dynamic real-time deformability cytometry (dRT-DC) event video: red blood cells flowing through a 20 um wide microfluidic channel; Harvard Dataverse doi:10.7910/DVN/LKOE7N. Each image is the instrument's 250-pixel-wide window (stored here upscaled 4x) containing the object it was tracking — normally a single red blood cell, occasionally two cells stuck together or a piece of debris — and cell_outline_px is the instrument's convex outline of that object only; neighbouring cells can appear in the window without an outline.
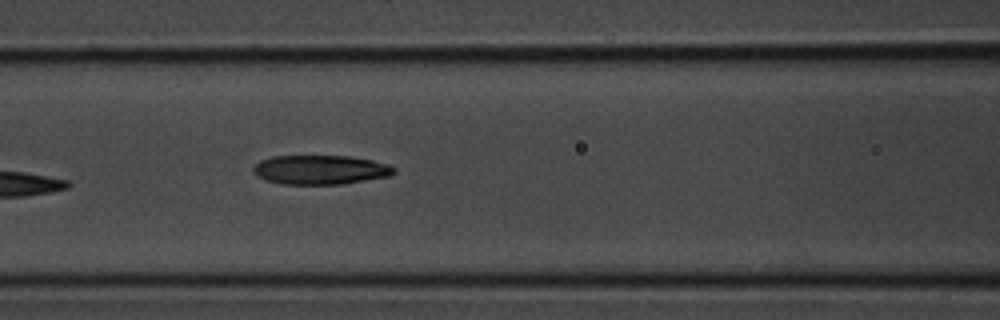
{"species": "common noctule bat (a hibernating species)", "species_latin": "Nyctalus noctula", "temperature_condition": "room temperature", "stored_images_in_passage": 5, "camera_frame_rate_fps": 3000, "um_per_image_px": 0.085, "animal": {"sex": "male", "body_mass_g": 20.1, "forearm_length_mm": 53.5}, "frame": {"image": 1, "passage_image": 5, "time_ms": 1.333, "image_size_px": [1000, 320], "cell_outline_px": [[396, 172], [388, 176], [340, 184], [280, 184], [256, 176], [252, 172], [252, 168], [260, 160], [272, 156], [348, 156], [372, 160], [388, 164], [396, 168]], "centroid_in_image_um": [27.2, 14.42], "position_along_channel_um": 139.4, "area_um2": 23.93}}